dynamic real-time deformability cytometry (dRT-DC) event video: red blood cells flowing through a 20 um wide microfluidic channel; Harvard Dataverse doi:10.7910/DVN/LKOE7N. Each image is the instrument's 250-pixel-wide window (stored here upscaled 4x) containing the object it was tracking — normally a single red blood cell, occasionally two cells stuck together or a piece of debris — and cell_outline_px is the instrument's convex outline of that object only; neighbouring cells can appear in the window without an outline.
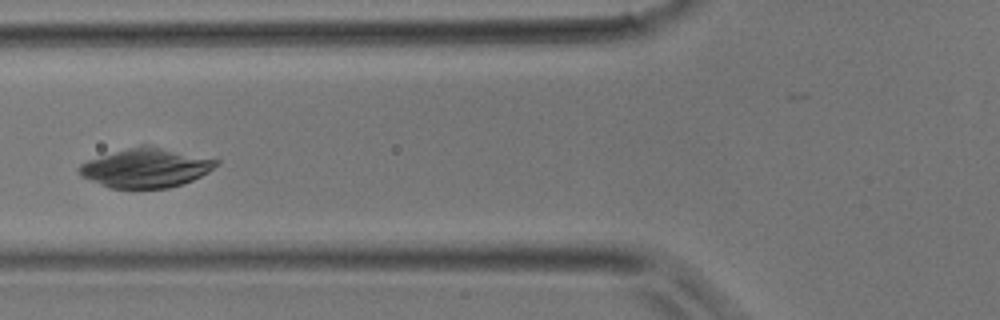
{"species": "common noctule bat (a hibernating species)", "species_latin": "Nyctalus noctula", "temperature_condition": "room temperature", "stored_images_in_passage": 5, "camera_frame_rate_fps": 3000, "um_per_image_px": 0.085, "animal": {"sex": "male", "body_mass_g": 17.9}, "frame": {"image": 1, "passage_image": 4, "time_ms": 4.333, "image_size_px": [1000, 320], "cell_outline_px": [[220, 164], [208, 172], [192, 180], [168, 188], [108, 188], [80, 176], [76, 168], [80, 164], [88, 160], [144, 144], [220, 160]], "centroid_in_image_um": [12.39, 14.28], "position_along_channel_um": 113.4, "area_um2": 30.98}}
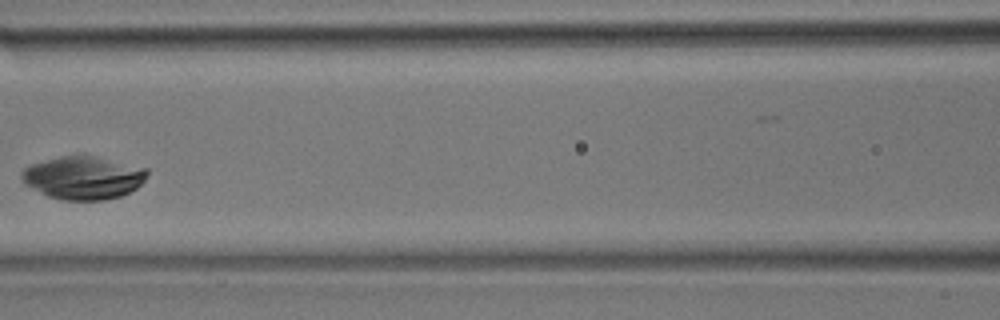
{"frame": {"image": 2, "passage_image": 5, "time_ms": 5.333, "image_size_px": [1000, 320], "cell_outline_px": [[148, 172], [144, 180], [136, 188], [120, 196], [104, 200], [64, 200], [48, 196], [24, 184], [20, 176], [20, 172], [28, 164], [76, 152], [84, 152], [148, 168]], "centroid_in_image_um": [7.05, 15.05], "position_along_channel_um": 159.5, "area_um2": 32.37}}